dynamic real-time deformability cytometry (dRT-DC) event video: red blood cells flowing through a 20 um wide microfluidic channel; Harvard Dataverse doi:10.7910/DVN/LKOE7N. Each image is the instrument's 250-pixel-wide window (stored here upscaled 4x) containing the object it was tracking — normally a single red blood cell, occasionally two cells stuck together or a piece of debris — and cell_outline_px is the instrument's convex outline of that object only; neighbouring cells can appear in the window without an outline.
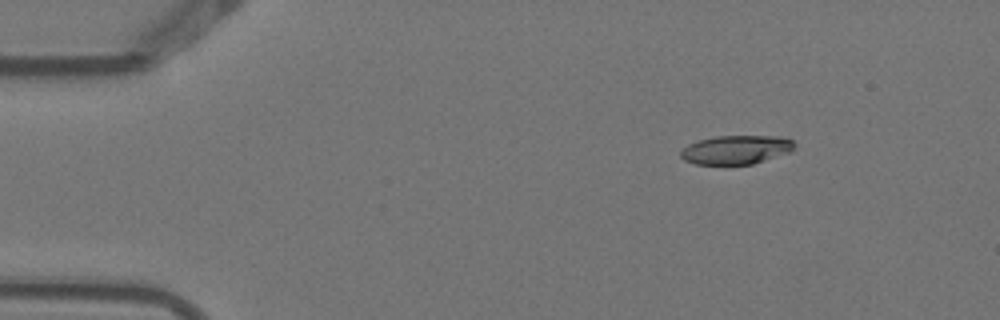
{"species": "Egyptian fruit bat (a non-hibernating species)", "species_latin": "Rousettus aegyptiacus", "temperature_condition": "warm", "stored_images_in_passage": 6, "segment_of_instrument_passage": [1, 2], "camera_frame_rate_fps": 3000, "um_per_image_px": 0.085, "animal": {"sex": "female"}, "frame": {"image": 1, "passage_image": 3, "time_ms": 0.667, "image_size_px": [1000, 320], "cell_outline_px": [[796, 148], [792, 152], [752, 164], [696, 164], [684, 160], [680, 156], [680, 152], [688, 144], [700, 140], [716, 136], [780, 136], [792, 140], [796, 144]], "centroid_in_image_um": [62.62, 12.72], "position_along_channel_um": 22.4, "area_um2": 19.19}}
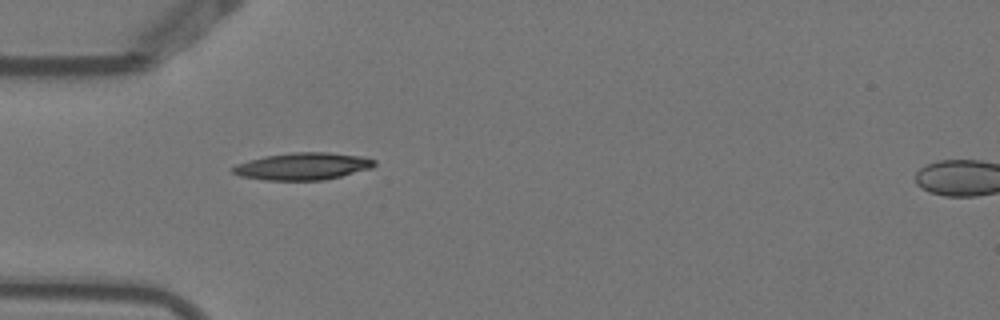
{"frame": {"image": 2, "passage_image": 5, "time_ms": 1.333, "image_size_px": [1000, 320], "cell_outline_px": [[376, 164], [372, 168], [324, 180], [264, 180], [240, 176], [232, 172], [232, 168], [236, 164], [264, 156], [292, 152], [328, 152], [360, 156], [376, 160]], "centroid_in_image_um": [25.74, 14.13], "position_along_channel_um": 59.3, "area_um2": 22.37}}